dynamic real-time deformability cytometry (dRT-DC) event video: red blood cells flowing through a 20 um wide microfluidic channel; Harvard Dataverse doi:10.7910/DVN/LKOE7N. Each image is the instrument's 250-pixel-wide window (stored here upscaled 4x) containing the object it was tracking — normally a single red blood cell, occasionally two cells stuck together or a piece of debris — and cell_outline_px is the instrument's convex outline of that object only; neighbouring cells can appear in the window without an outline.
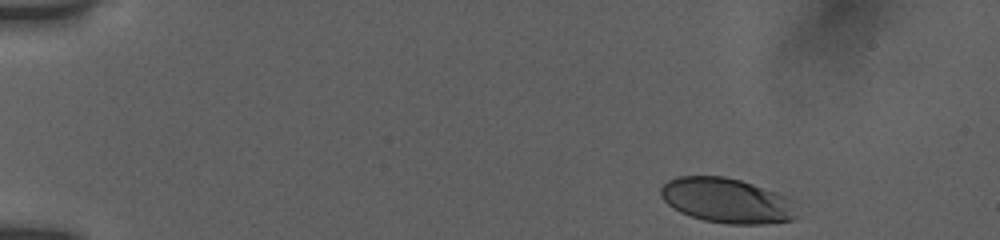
{"species": "human", "species_latin": "Homo sapiens", "temperature_condition": "room temperature", "stored_images_in_passage": 47, "camera_frame_rate_fps": 3000, "um_per_image_px": 0.085, "donor": {"sex": "female"}, "frame": {"image": 1, "passage_image": 1, "time_ms": 0.0, "image_size_px": [1000, 240], "cell_outline_px": [[800, 216], [792, 220], [764, 224], [728, 224], [704, 220], [680, 212], [672, 208], [660, 196], [660, 188], [668, 180], [676, 176], [724, 176], [740, 180], [788, 196], [792, 200]], "centroid_in_image_um": [61.8, 17.05], "position_along_channel_um": 23.2, "area_um2": 35.89}}
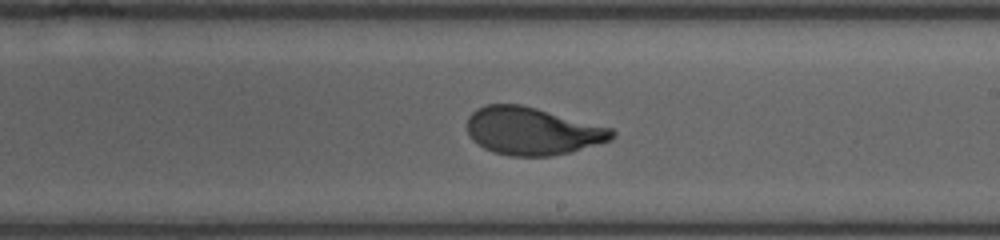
{"frame": {"image": 2, "passage_image": 27, "time_ms": 8.667, "image_size_px": [1000, 240], "cell_outline_px": [[616, 136], [612, 140], [572, 152], [552, 156], [512, 156], [492, 152], [484, 148], [472, 140], [468, 132], [468, 116], [476, 108], [488, 104], [520, 104], [536, 108], [612, 128], [616, 132]], "centroid_in_image_um": [45.26, 11.15], "position_along_channel_um": 243.7, "area_um2": 40.34}}
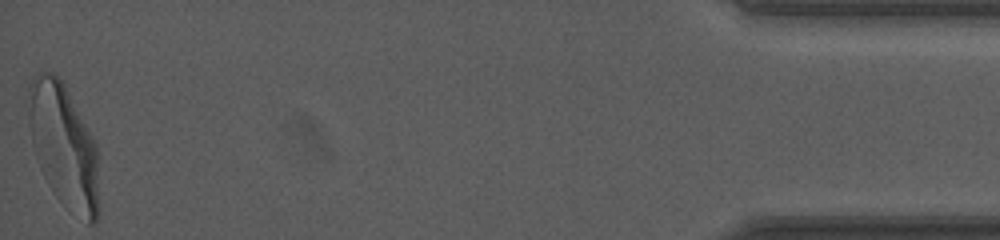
{"frame": {"image": 3, "passage_image": 47, "time_ms": 15.667, "image_size_px": [1000, 240], "cell_outline_px": [[100, 212], [96, 224], [88, 224], [48, 184], [36, 160], [32, 144], [28, 124], [24, 100], [28, 84], [36, 72], [52, 72], [64, 84], [88, 128], [96, 144], [100, 208]], "centroid_in_image_um": [5.37, 12.31], "position_along_channel_um": 429.8, "area_um2": 51.04}, "authors_computed_cell_mechanics": {"area_um2": 40.46, "velocity_mm_per_s": 3.838, "shape_relaxation_time_tau1_ms": 5.147, "shape_relaxation_time_tau2_ms": null, "deformation_change_tau1": 0.211, "deformation_change_tau2": null}}